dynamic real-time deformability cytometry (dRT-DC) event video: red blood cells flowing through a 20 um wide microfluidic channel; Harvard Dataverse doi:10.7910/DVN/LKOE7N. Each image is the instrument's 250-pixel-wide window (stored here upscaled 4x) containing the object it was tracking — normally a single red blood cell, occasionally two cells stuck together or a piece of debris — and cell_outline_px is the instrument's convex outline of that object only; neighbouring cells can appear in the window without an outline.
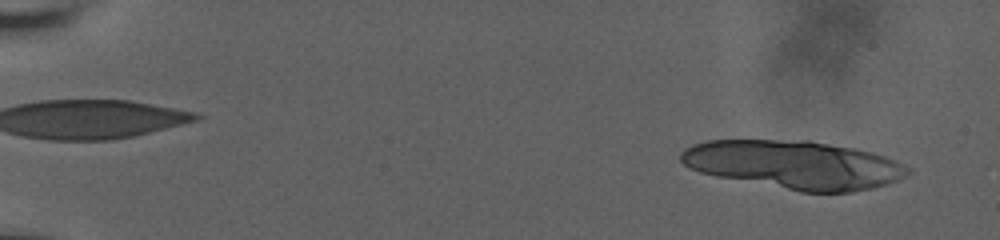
{"species": "human", "species_latin": "Homo sapiens", "temperature_condition": "room temperature", "stored_images_in_passage": 20, "camera_frame_rate_fps": 3000, "um_per_image_px": 0.085, "donor": {"sex": "male"}, "frame": {"image": 1, "passage_image": 4, "time_ms": 1.0, "image_size_px": [1000, 240], "cell_outline_px": [[912, 172], [896, 180], [872, 188], [852, 192], [800, 192], [716, 176], [700, 172], [688, 168], [680, 160], [680, 152], [684, 148], [692, 144], [708, 140], [812, 140], [856, 148], [872, 152], [896, 160], [912, 168]], "centroid_in_image_um": [67.5, 13.99], "position_along_channel_um": 17.5, "area_um2": 64.33}}